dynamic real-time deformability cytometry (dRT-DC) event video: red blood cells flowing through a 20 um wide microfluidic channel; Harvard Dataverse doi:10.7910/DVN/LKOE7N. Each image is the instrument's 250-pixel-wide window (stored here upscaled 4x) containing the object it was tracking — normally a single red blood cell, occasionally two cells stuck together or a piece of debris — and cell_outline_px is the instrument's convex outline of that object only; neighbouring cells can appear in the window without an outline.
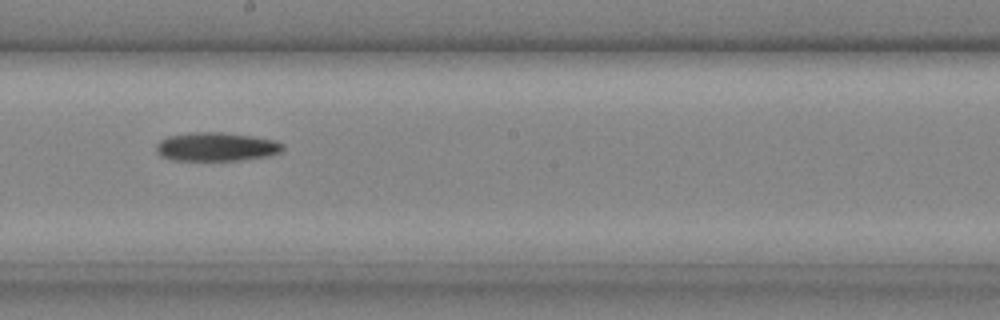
{"species": "common noctule bat (a hibernating species)", "species_latin": "Nyctalus noctula", "temperature_condition": "cold", "stored_images_in_passage": 20, "camera_frame_rate_fps": 3000, "um_per_image_px": 0.085, "animal": {"sex": "male", "body_mass_g": 20.4}, "frame": {"image": 1, "passage_image": 9, "time_ms": 2.667, "image_size_px": [1000, 320], "cell_outline_px": [[284, 148], [280, 152], [268, 156], [240, 160], [168, 160], [160, 156], [156, 152], [156, 144], [160, 140], [168, 136], [196, 132], [220, 132], [276, 140], [284, 144]], "centroid_in_image_um": [18.36, 12.48], "position_along_channel_um": 229.8, "area_um2": 21.15}}